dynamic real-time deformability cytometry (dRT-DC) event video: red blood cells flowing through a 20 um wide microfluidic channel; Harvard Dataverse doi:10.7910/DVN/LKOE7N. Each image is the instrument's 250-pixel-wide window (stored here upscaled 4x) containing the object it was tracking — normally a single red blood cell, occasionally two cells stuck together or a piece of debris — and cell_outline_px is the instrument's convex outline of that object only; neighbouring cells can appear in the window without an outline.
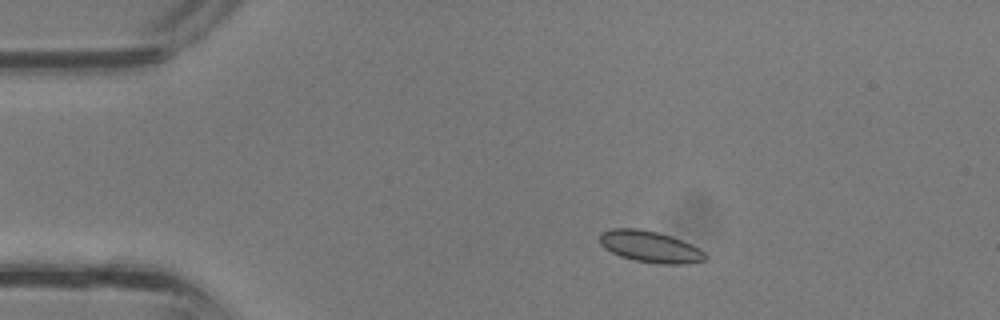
{"species": "common noctule bat (a hibernating species)", "species_latin": "Nyctalus noctula", "temperature_condition": "room temperature", "stored_images_in_passage": 34, "camera_frame_rate_fps": 3000, "um_per_image_px": 0.085, "animal": {"sex": "male", "body_mass_g": 13.3}, "frame": {"image": 1, "passage_image": 5, "time_ms": 1.333, "image_size_px": [1000, 320], "cell_outline_px": [[708, 256], [704, 260], [684, 264], [660, 264], [636, 260], [620, 256], [604, 248], [600, 244], [600, 232], [612, 228], [636, 228], [656, 232], [672, 236], [704, 252]], "centroid_in_image_um": [55.21, 20.96], "position_along_channel_um": 29.8, "area_um2": 19.07}}
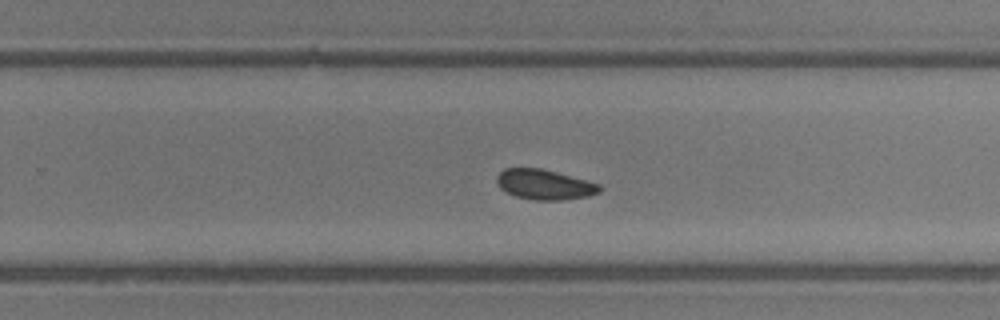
{"frame": {"image": 2, "passage_image": 21, "time_ms": 6.667, "image_size_px": [1000, 320], "cell_outline_px": [[600, 192], [588, 196], [564, 200], [532, 200], [516, 196], [500, 188], [496, 184], [496, 176], [504, 168], [540, 168], [556, 172], [600, 184]], "centroid_in_image_um": [46.25, 15.69], "position_along_channel_um": 283.5, "area_um2": 17.98}}
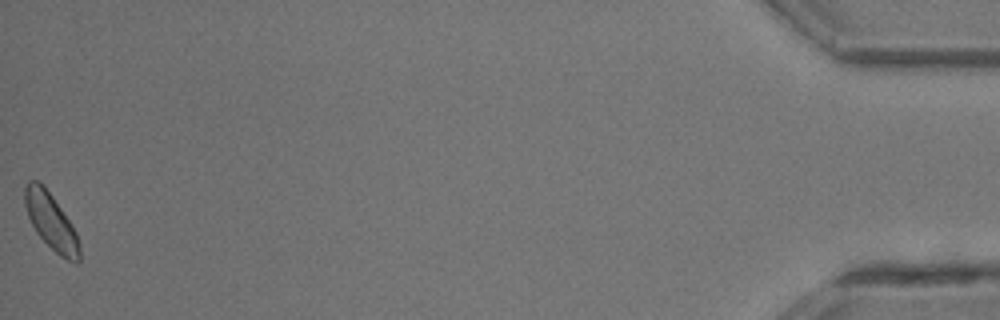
{"frame": {"image": 3, "passage_image": 34, "time_ms": 11.0, "image_size_px": [1000, 320], "cell_outline_px": [[80, 260], [76, 264], [60, 256], [36, 232], [28, 216], [24, 204], [24, 188], [28, 180], [36, 180], [52, 196], [76, 232], [80, 244]], "centroid_in_image_um": [4.34, 18.86], "position_along_channel_um": 430.9, "area_um2": 17.51}}